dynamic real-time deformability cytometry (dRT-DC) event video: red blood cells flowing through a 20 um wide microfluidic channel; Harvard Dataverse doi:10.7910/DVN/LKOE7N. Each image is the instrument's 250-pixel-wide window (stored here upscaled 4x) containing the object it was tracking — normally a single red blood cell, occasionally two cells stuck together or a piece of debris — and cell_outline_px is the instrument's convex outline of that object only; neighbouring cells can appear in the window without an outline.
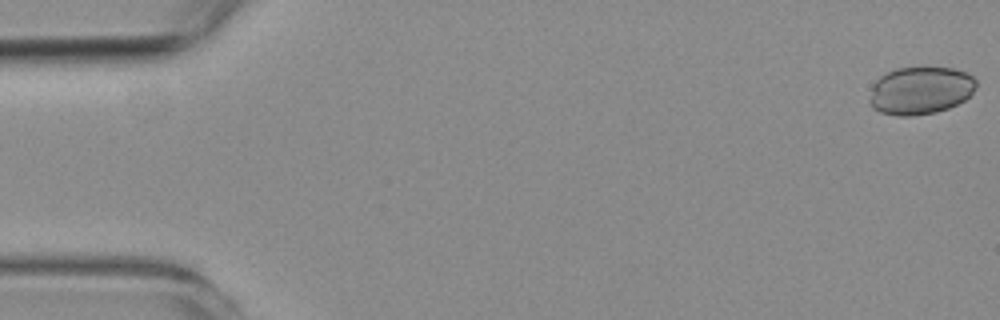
{"species": "common noctule bat (a hibernating species)", "species_latin": "Nyctalus noctula", "temperature_condition": "room temperature", "stored_images_in_passage": 32, "camera_frame_rate_fps": 3000, "um_per_image_px": 0.085, "animal": {"sex": "female", "body_mass_g": 19.3, "forearm_length_mm": 54.1}, "frame": {"image": 1, "passage_image": 1, "time_ms": 0.0, "image_size_px": [1000, 320], "cell_outline_px": [[976, 84], [972, 92], [964, 100], [948, 108], [936, 112], [908, 116], [900, 116], [880, 112], [872, 108], [868, 104], [868, 100], [872, 84], [880, 76], [896, 68], [952, 68], [968, 72], [976, 80]], "centroid_in_image_um": [78.19, 7.7], "position_along_channel_um": 6.8, "area_um2": 29.71}}